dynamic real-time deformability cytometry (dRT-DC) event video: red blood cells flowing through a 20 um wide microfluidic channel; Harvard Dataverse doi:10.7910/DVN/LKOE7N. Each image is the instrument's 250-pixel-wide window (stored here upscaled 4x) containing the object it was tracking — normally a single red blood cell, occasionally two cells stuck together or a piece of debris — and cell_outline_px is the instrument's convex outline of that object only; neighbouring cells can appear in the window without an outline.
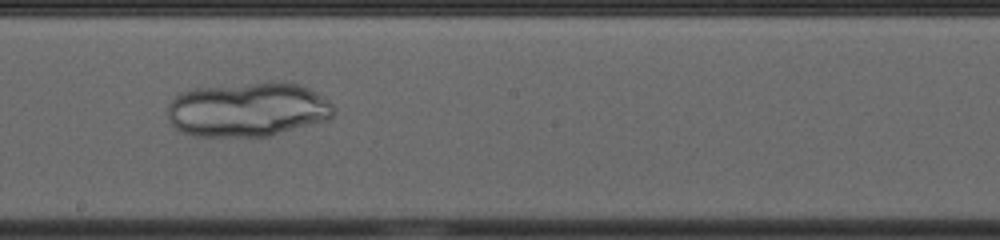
{"species": "common noctule bat (a hibernating species)", "species_latin": "Nyctalus noctula", "temperature_condition": "cold", "stored_images_in_passage": 54, "camera_frame_rate_fps": 3000, "um_per_image_px": 0.085, "animal": {"sex": "female", "body_mass_g": 23.0, "forearm_length_mm": 53.4}, "frame": {"image": 1, "passage_image": 30, "time_ms": 9.667, "image_size_px": [1000, 240], "cell_outline_px": [[336, 112], [328, 120], [268, 136], [196, 136], [180, 132], [168, 120], [168, 104], [180, 92], [196, 88], [252, 84], [300, 84], [316, 92], [328, 100], [336, 108]], "centroid_in_image_um": [21.05, 9.34], "position_along_channel_um": 227.1, "area_um2": 52.02}}
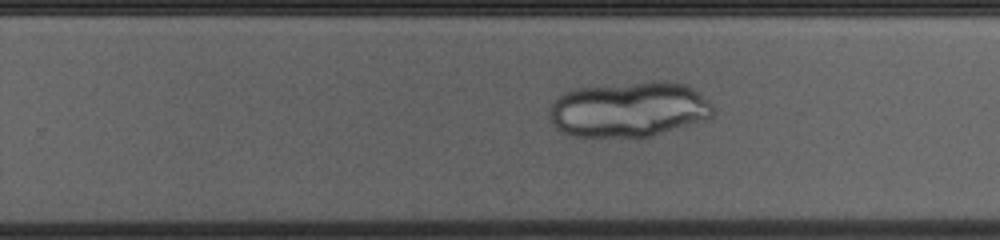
{"frame": {"image": 2, "passage_image": 34, "time_ms": 11.0, "image_size_px": [1000, 240], "cell_outline_px": [[716, 108], [712, 116], [708, 120], [652, 136], [572, 136], [560, 132], [548, 120], [548, 108], [564, 92], [572, 88], [652, 80], [664, 80], [688, 84], [712, 104]], "centroid_in_image_um": [53.47, 9.28], "position_along_channel_um": 276.3, "area_um2": 53.75}}
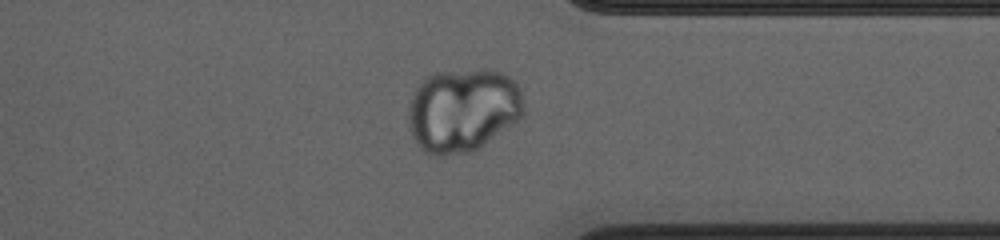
{"frame": {"image": 3, "passage_image": 42, "time_ms": 13.667, "image_size_px": [1000, 240], "cell_outline_px": [[524, 112], [516, 120], [484, 144], [472, 152], [444, 156], [428, 156], [416, 144], [412, 136], [408, 124], [408, 108], [412, 96], [416, 88], [424, 76], [436, 72], [484, 68], [500, 72], [508, 76], [520, 88], [524, 104]], "centroid_in_image_um": [39.29, 9.35], "position_along_channel_um": 372.1, "area_um2": 56.76}}